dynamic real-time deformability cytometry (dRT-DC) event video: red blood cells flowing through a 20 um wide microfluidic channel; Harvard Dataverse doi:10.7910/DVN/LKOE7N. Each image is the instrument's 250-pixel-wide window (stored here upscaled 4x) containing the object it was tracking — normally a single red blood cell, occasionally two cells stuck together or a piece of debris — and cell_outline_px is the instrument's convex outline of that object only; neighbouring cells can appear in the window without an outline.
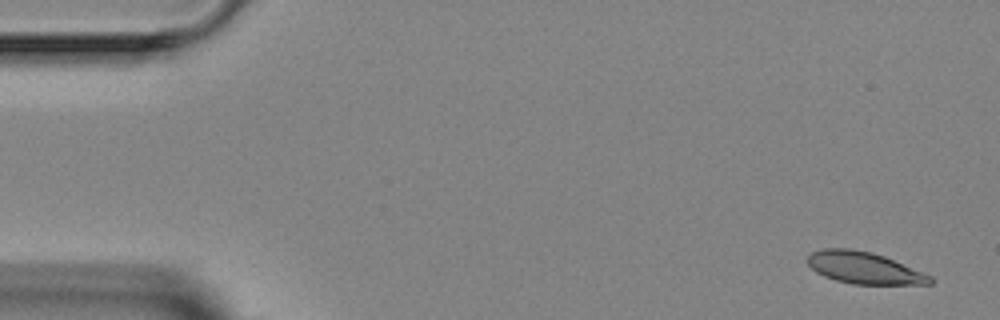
{"species": "Egyptian fruit bat (a non-hibernating species)", "species_latin": "Rousettus aegyptiacus", "temperature_condition": "room temperature", "stored_images_in_passage": 4, "camera_frame_rate_fps": 3000, "um_per_image_px": 0.085, "animal": {"sex": "female"}, "frame": {"image": 1, "passage_image": 1, "time_ms": 0.0, "image_size_px": [1000, 320], "cell_outline_px": [[932, 284], [852, 284], [836, 280], [824, 276], [816, 272], [804, 260], [812, 252], [824, 248], [848, 248], [872, 252], [884, 256], [932, 276]], "centroid_in_image_um": [73.41, 22.76], "position_along_channel_um": 11.6, "area_um2": 22.66}}
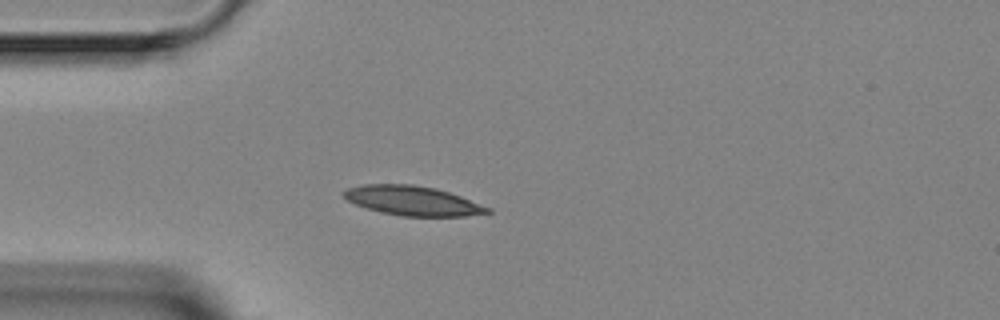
{"frame": {"image": 2, "passage_image": 4, "time_ms": 3.667, "image_size_px": [1000, 320], "cell_outline_px": [[492, 212], [468, 216], [400, 216], [380, 212], [356, 204], [348, 200], [340, 192], [348, 188], [360, 184], [412, 184], [436, 188], [460, 196], [492, 208]], "centroid_in_image_um": [35.08, 17.06], "position_along_channel_um": 49.9, "area_um2": 24.74}}